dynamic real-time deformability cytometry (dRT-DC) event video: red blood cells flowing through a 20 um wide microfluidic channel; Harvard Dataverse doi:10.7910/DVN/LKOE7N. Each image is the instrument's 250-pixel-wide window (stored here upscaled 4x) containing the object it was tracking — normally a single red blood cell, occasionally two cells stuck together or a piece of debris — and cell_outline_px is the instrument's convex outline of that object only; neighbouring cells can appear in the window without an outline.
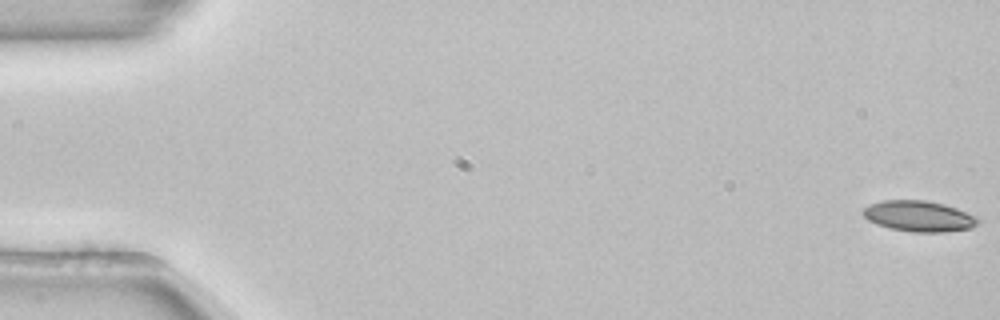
{"species": "common noctule bat (a hibernating species)", "species_latin": "Nyctalus noctula", "temperature_condition": "room temperature", "stored_images_in_passage": 54, "camera_frame_rate_fps": 3000, "um_per_image_px": 0.085, "animal": {"sex": "female", "body_mass_g": 22.7, "forearm_length_mm": 54.2}, "frame": {"image": 1, "passage_image": 1, "time_ms": 0.0, "image_size_px": [1000, 320], "cell_outline_px": [[980, 220], [972, 228], [944, 232], [912, 232], [888, 228], [876, 224], [868, 220], [860, 212], [864, 208], [872, 204], [884, 200], [924, 200], [944, 204], [956, 208]], "centroid_in_image_um": [78.06, 18.38], "position_along_channel_um": 6.9, "area_um2": 20.46}}
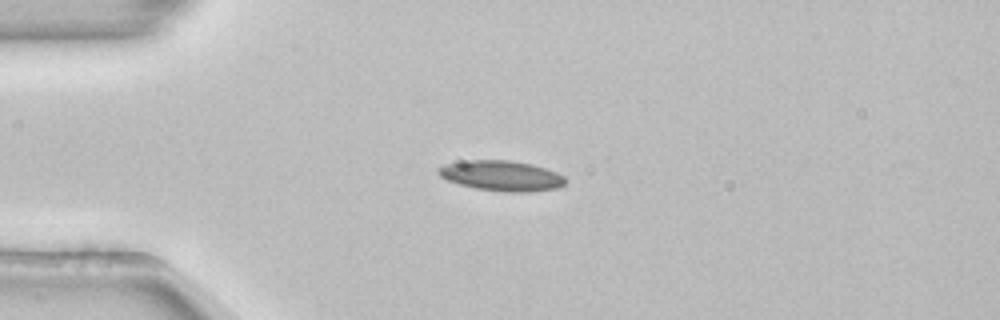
{"frame": {"image": 2, "passage_image": 14, "time_ms": 4.333, "image_size_px": [1000, 320], "cell_outline_px": [[564, 184], [556, 188], [528, 192], [504, 192], [476, 188], [460, 184], [448, 180], [440, 176], [436, 172], [436, 168], [444, 164], [472, 160], [508, 160], [532, 164], [556, 172], [564, 176]], "centroid_in_image_um": [42.6, 14.93], "position_along_channel_um": 42.4, "area_um2": 22.25}}
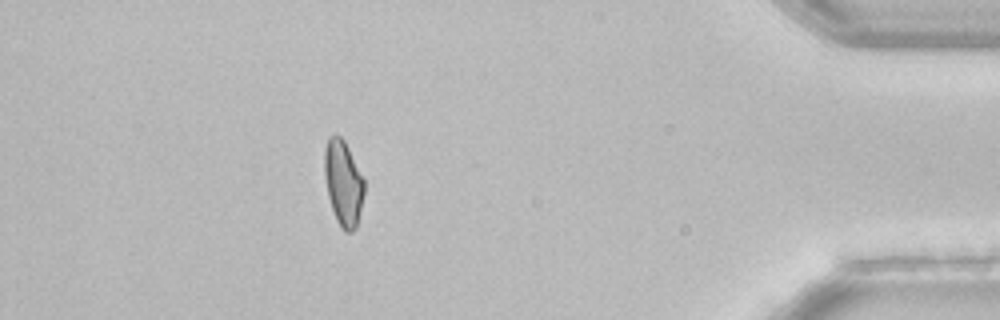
{"frame": {"image": 3, "passage_image": 48, "time_ms": 15.667, "image_size_px": [1000, 320], "cell_outline_px": [[364, 192], [356, 228], [352, 232], [344, 232], [340, 228], [336, 220], [328, 196], [324, 176], [324, 148], [328, 136], [340, 136], [344, 140], [364, 180]], "centroid_in_image_um": [29.15, 15.57], "position_along_channel_um": 406.0, "area_um2": 19.71}, "authors_computed_cell_mechanics": {"area_um2": 20.5479, "velocity_mm_per_s": 3.8734, "shape_relaxation_time_tau1_ms": 5.1631, "shape_relaxation_time_tau2_ms": 10.3045, "deformation_change_tau1": 0.1237, "deformation_change_tau2": 0.1337}}